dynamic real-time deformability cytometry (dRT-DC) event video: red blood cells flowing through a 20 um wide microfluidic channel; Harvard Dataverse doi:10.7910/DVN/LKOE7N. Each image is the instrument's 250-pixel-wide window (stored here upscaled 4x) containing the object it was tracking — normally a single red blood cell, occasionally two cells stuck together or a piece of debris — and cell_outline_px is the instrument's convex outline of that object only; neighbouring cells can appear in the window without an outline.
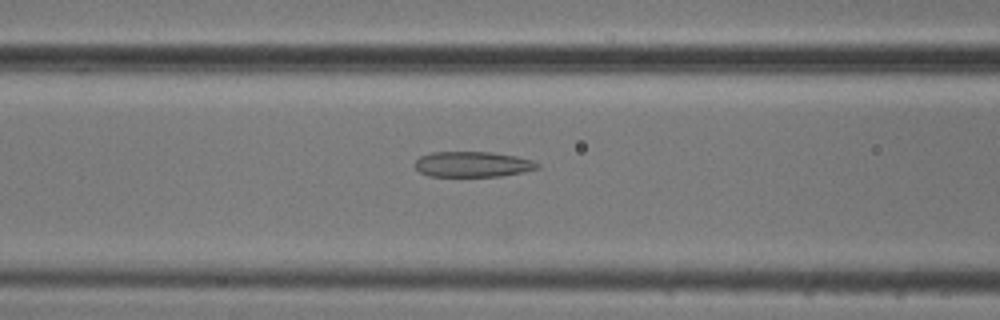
{"species": "common noctule bat (a hibernating species)", "species_latin": "Nyctalus noctula", "temperature_condition": "cold", "stored_images_in_passage": 39, "camera_frame_rate_fps": 3000, "um_per_image_px": 0.085, "animal": {"sex": "male", "body_mass_g": 20.5, "forearm_length_mm": 52.5}, "frame": {"image": 1, "passage_image": 8, "time_ms": 2.333, "image_size_px": [1000, 320], "cell_outline_px": [[540, 168], [524, 172], [500, 176], [428, 176], [420, 172], [412, 164], [420, 156], [432, 152], [492, 152], [516, 156], [532, 160], [540, 164]], "centroid_in_image_um": [40.17, 13.96], "position_along_channel_um": 126.4, "area_um2": 18.32}}
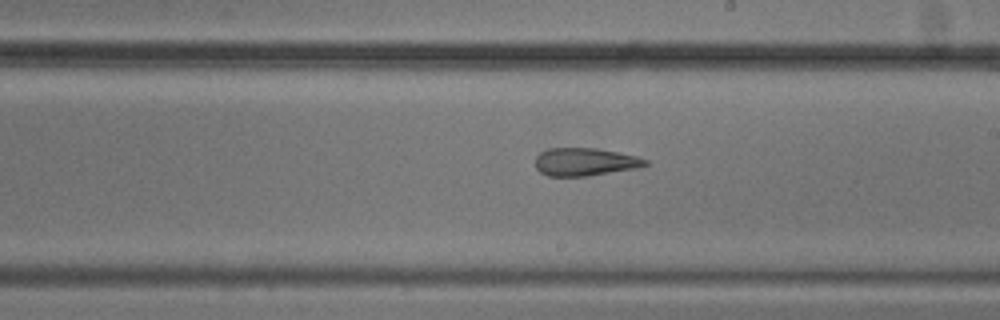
{"frame": {"image": 2, "passage_image": 17, "time_ms": 5.333, "image_size_px": [1000, 320], "cell_outline_px": [[648, 164], [640, 168], [588, 176], [548, 176], [540, 172], [536, 168], [536, 156], [540, 152], [548, 148], [596, 148], [636, 156], [648, 160]], "centroid_in_image_um": [49.73, 13.76], "position_along_channel_um": 239.3, "area_um2": 17.98}}
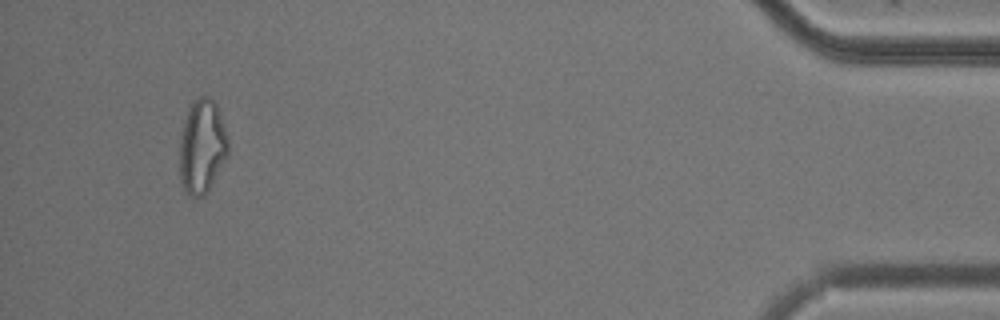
{"frame": {"image": 3, "passage_image": 37, "time_ms": 12.0, "image_size_px": [1000, 320], "cell_outline_px": [[228, 156], [204, 196], [188, 196], [180, 180], [180, 140], [184, 120], [188, 108], [192, 100], [200, 96], [208, 96], [216, 104], [228, 140]], "centroid_in_image_um": [17.16, 12.45], "position_along_channel_um": 418.0, "area_um2": 26.41}}